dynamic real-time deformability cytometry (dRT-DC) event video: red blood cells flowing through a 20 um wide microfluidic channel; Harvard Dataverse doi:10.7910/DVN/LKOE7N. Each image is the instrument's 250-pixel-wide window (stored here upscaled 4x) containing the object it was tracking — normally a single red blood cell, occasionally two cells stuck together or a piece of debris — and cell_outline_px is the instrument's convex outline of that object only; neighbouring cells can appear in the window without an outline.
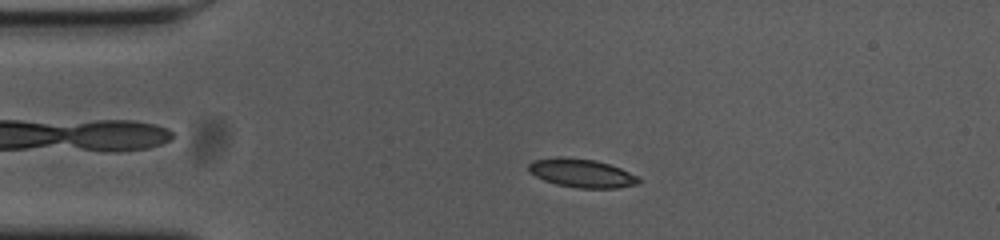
{"species": "common noctule bat (a hibernating species)", "species_latin": "Nyctalus noctula", "temperature_condition": "cold", "stored_images_in_passage": 46, "camera_frame_rate_fps": 3000, "um_per_image_px": 0.085, "animal": {"sex": "female", "body_mass_g": 23.0, "forearm_length_mm": 53.4}, "frame": {"image": 1, "passage_image": 2, "time_ms": 0.333, "image_size_px": [1000, 240], "cell_outline_px": [[640, 184], [616, 188], [580, 188], [556, 184], [544, 180], [528, 172], [528, 164], [532, 160], [560, 156], [596, 160], [620, 168], [636, 176], [640, 180]], "centroid_in_image_um": [49.41, 14.71], "position_along_channel_um": 35.6, "area_um2": 18.32}}
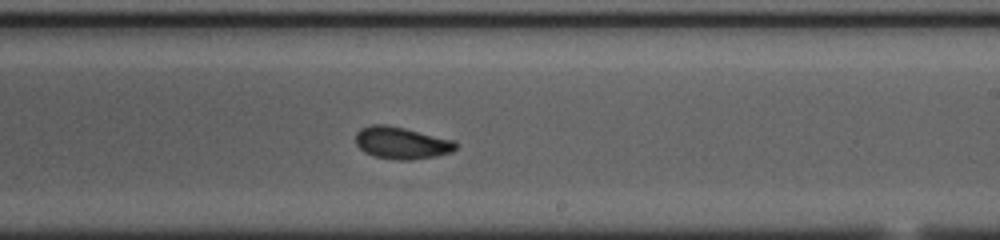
{"frame": {"image": 2, "passage_image": 23, "time_ms": 7.333, "image_size_px": [1000, 240], "cell_outline_px": [[456, 148], [452, 152], [436, 156], [408, 160], [400, 160], [376, 156], [364, 152], [356, 144], [356, 132], [360, 128], [372, 124], [384, 124], [404, 128], [452, 140], [456, 144]], "centroid_in_image_um": [34.09, 12.14], "position_along_channel_um": 254.9, "area_um2": 18.44}}
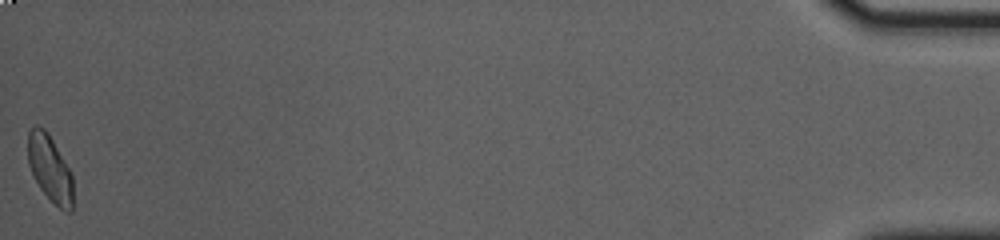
{"frame": {"image": 3, "passage_image": 46, "time_ms": 15.0, "image_size_px": [1000, 240], "cell_outline_px": [[72, 212], [64, 212], [40, 188], [28, 164], [28, 132], [36, 124], [44, 128], [52, 140], [68, 168], [72, 176]], "centroid_in_image_um": [4.23, 14.32], "position_along_channel_um": 431.0, "area_um2": 16.99}, "authors_computed_cell_mechanics": {"area_um2": 18.2648, "velocity_mm_per_s": 3.6328, "shape_relaxation_time_tau1_ms": null, "shape_relaxation_time_tau2_ms": 2.5232, "deformation_change_tau1": null, "deformation_change_tau2": 0.0723}}